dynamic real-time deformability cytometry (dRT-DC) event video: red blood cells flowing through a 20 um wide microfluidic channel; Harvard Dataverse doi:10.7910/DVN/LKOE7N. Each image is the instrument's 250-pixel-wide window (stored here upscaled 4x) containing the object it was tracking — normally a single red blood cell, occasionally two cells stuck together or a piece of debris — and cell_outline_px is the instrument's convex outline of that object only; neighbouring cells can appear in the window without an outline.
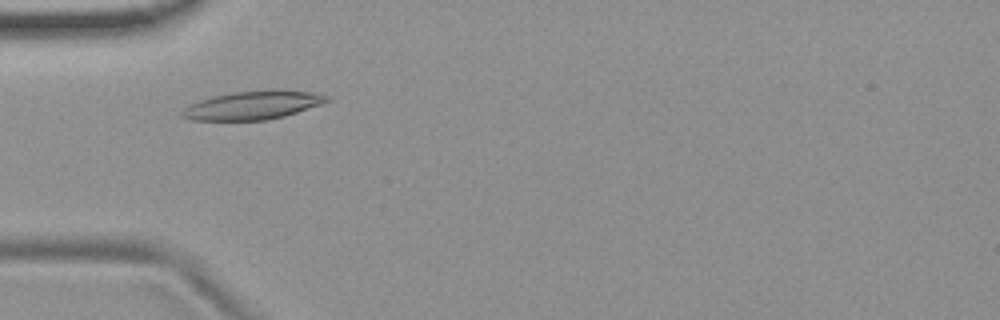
{"species": "common noctule bat (a hibernating species)", "species_latin": "Nyctalus noctula", "temperature_condition": "room temperature", "stored_images_in_passage": 38, "camera_frame_rate_fps": 3000, "um_per_image_px": 0.085, "animal": {"sex": "female", "body_mass_g": 19.9}, "frame": {"image": 1, "passage_image": 1, "time_ms": 0.0, "image_size_px": [1000, 320], "cell_outline_px": [[332, 100], [284, 116], [268, 120], [192, 120], [180, 116], [180, 112], [188, 104], [212, 96], [232, 92], [272, 88], [276, 88], [312, 92], [332, 96]], "centroid_in_image_um": [21.51, 8.92], "position_along_channel_um": 63.5, "area_um2": 24.51}}
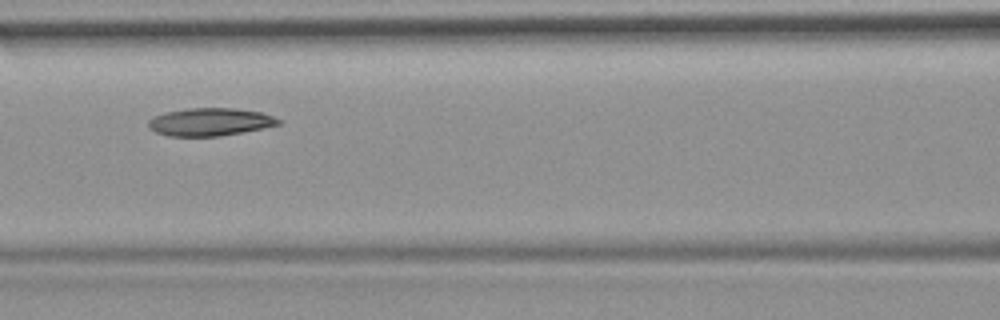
{"frame": {"image": 2, "passage_image": 8, "time_ms": 2.333, "image_size_px": [1000, 320], "cell_outline_px": [[280, 124], [220, 136], [168, 136], [156, 132], [148, 128], [148, 120], [152, 116], [164, 112], [188, 108], [236, 108], [260, 112], [272, 116], [280, 120]], "centroid_in_image_um": [17.77, 10.35], "position_along_channel_um": 148.8, "area_um2": 20.98}}
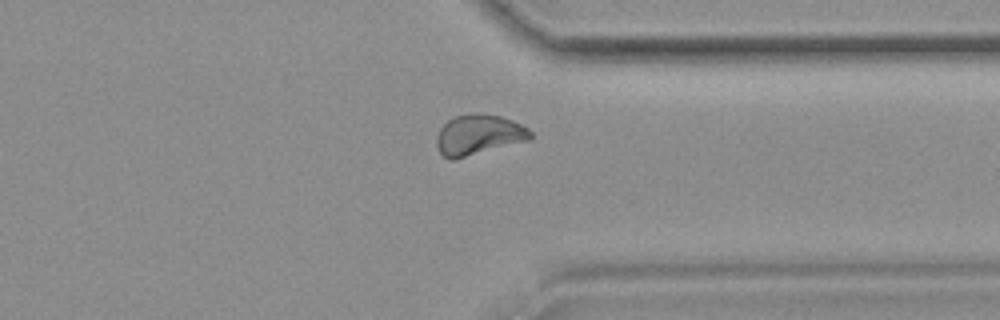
{"frame": {"image": 3, "passage_image": 26, "time_ms": 8.333, "image_size_px": [1000, 320], "cell_outline_px": [[532, 140], [452, 160], [448, 160], [440, 152], [436, 144], [436, 136], [440, 128], [448, 120], [456, 116], [472, 112], [476, 112], [500, 116], [512, 120], [528, 128], [532, 132]], "centroid_in_image_um": [40.7, 11.46], "position_along_channel_um": 370.7, "area_um2": 22.31}, "authors_computed_cell_mechanics": {"area_um2": 21.2704, "velocity_mm_per_s": 3.7271, "shape_relaxation_time_tau1_ms": null, "shape_relaxation_time_tau2_ms": 5.304, "deformation_change_tau1": null, "deformation_change_tau2": 0.1083}}